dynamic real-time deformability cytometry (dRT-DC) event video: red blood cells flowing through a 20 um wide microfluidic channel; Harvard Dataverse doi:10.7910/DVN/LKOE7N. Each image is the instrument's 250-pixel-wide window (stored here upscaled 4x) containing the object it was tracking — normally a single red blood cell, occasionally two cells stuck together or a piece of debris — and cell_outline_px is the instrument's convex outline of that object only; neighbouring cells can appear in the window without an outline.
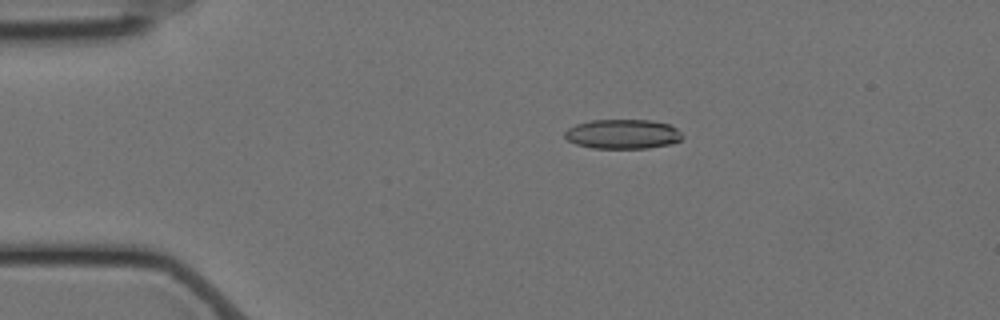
{"species": "Egyptian fruit bat (a non-hibernating species)", "species_latin": "Rousettus aegyptiacus", "temperature_condition": "cold", "stored_images_in_passage": 12, "camera_frame_rate_fps": 3000, "um_per_image_px": 0.085, "animal": {"sex": "female"}, "frame": {"image": 1, "passage_image": 7, "time_ms": 2.0, "image_size_px": [1000, 320], "cell_outline_px": [[676, 140], [660, 144], [628, 148], [612, 148], [584, 144], [588, 140], [620, 120], [632, 120], [664, 124], [672, 128]], "centroid_in_image_um": [53.8, 11.47], "position_along_channel_um": 31.2, "area_um2": 12.89}}